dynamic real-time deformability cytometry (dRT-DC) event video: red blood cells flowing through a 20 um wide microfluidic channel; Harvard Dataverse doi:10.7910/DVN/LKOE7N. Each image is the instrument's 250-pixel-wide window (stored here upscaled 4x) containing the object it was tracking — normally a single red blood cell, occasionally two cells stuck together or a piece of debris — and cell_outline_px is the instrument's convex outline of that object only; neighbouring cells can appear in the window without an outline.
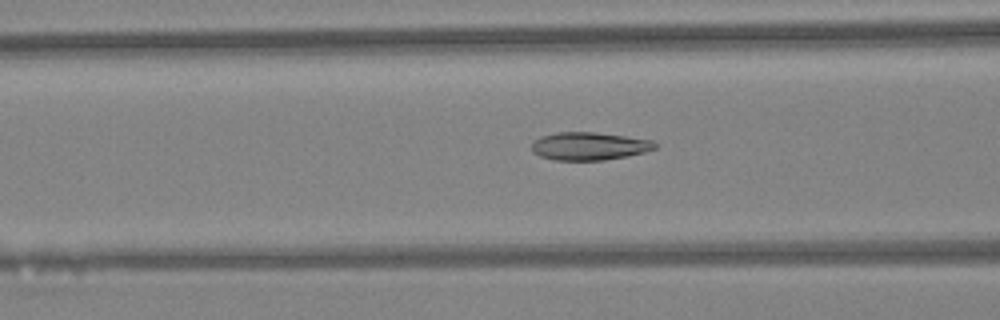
{"species": "Egyptian fruit bat (a non-hibernating species)", "species_latin": "Rousettus aegyptiacus", "temperature_condition": "warm", "stored_images_in_passage": 40, "camera_frame_rate_fps": 3000, "um_per_image_px": 0.085, "animal": {"sex": "female"}, "frame": {"image": 1, "passage_image": 19, "time_ms": 6.0, "image_size_px": [1000, 320], "cell_outline_px": [[656, 148], [644, 152], [628, 156], [604, 160], [556, 160], [540, 156], [532, 152], [532, 140], [540, 136], [556, 132], [596, 132], [652, 140], [656, 144]], "centroid_in_image_um": [50.04, 12.42], "position_along_channel_um": 116.6, "area_um2": 20.11}}
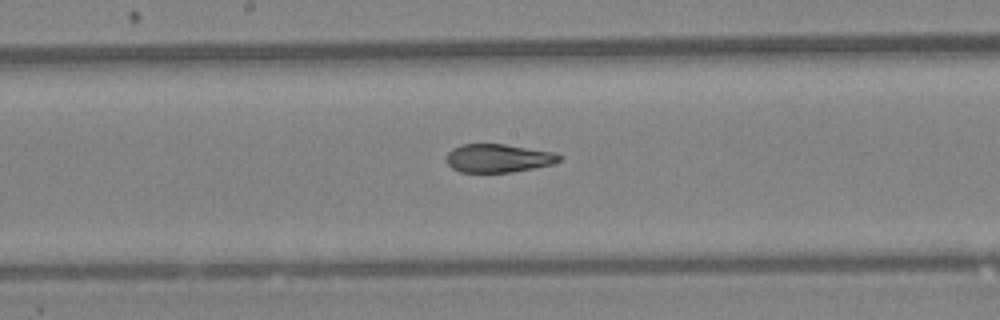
{"frame": {"image": 2, "passage_image": 25, "time_ms": 8.0, "image_size_px": [1000, 320], "cell_outline_px": [[560, 160], [552, 164], [512, 172], [460, 172], [452, 168], [448, 164], [448, 152], [452, 148], [460, 144], [504, 144], [556, 152], [560, 156]], "centroid_in_image_um": [42.35, 13.44], "position_along_channel_um": 205.9, "area_um2": 18.55}}
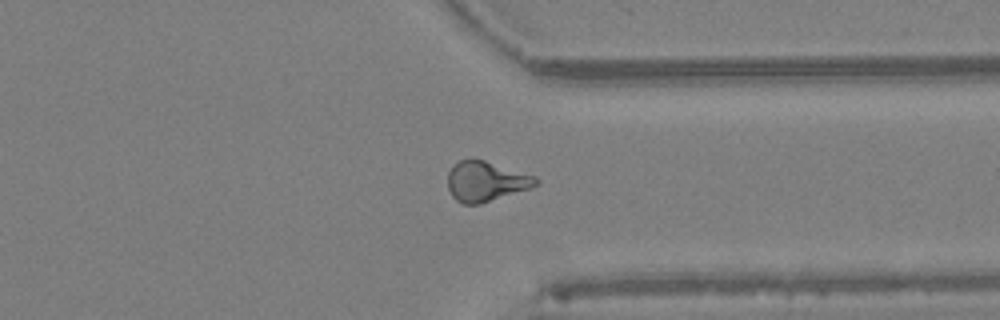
{"frame": {"image": 3, "passage_image": 36, "time_ms": 11.667, "image_size_px": [1000, 320], "cell_outline_px": [[540, 180], [536, 184], [528, 188], [480, 204], [464, 204], [456, 200], [452, 196], [448, 188], [448, 172], [452, 164], [468, 156], [472, 156], [536, 176]], "centroid_in_image_um": [41.24, 15.37], "position_along_channel_um": 370.2, "area_um2": 20.75}}